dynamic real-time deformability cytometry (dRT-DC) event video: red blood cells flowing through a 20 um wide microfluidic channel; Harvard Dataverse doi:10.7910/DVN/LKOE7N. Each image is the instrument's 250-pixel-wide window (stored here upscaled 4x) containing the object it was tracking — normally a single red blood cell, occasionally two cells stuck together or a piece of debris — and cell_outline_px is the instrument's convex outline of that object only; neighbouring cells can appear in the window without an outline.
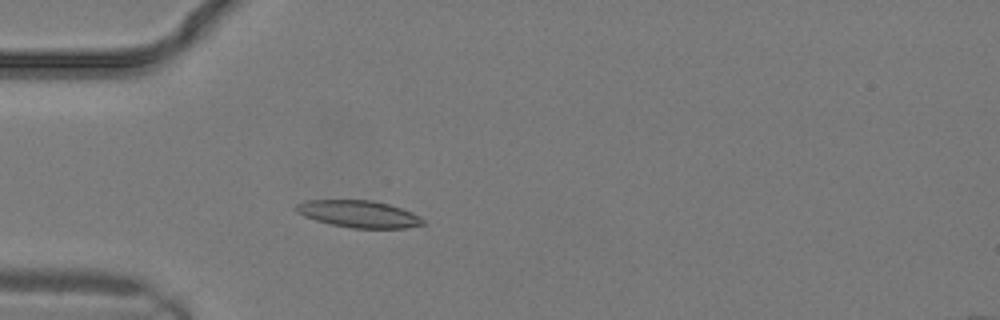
{"species": "common noctule bat (a hibernating species)", "species_latin": "Nyctalus noctula", "temperature_condition": "warm", "stored_images_in_passage": 9, "camera_frame_rate_fps": 3000, "um_per_image_px": 0.085, "animal": {"sex": "male", "body_mass_g": 19.2, "forearm_length_mm": 51.8}, "frame": {"image": 1, "passage_image": 7, "time_ms": 2.0, "image_size_px": [1000, 320], "cell_outline_px": [[428, 224], [404, 228], [352, 228], [332, 224], [316, 220], [304, 216], [296, 212], [292, 208], [296, 204], [304, 200], [372, 200], [388, 204], [412, 212], [420, 216]], "centroid_in_image_um": [30.49, 18.18], "position_along_channel_um": 54.5, "area_um2": 20.11}}
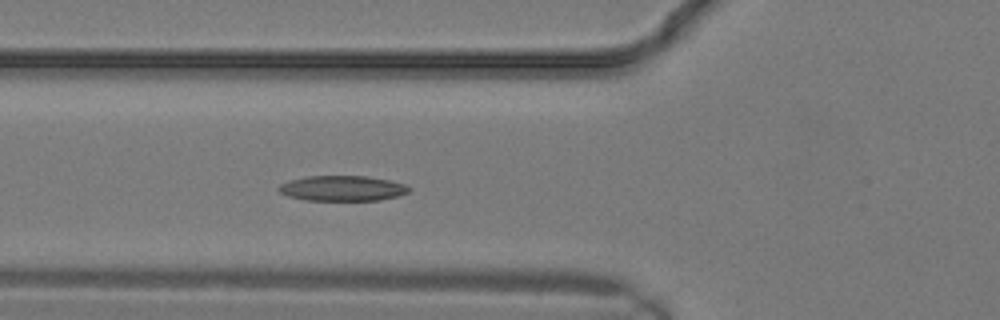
{"frame": {"image": 2, "passage_image": 9, "time_ms": 2.667, "image_size_px": [1000, 320], "cell_outline_px": [[412, 188], [408, 192], [400, 196], [380, 200], [304, 200], [288, 196], [280, 192], [276, 188], [280, 184], [288, 180], [308, 176], [368, 176], [388, 180], [404, 184]], "centroid_in_image_um": [29.1, 16.01], "position_along_channel_um": 96.7, "area_um2": 19.31}}